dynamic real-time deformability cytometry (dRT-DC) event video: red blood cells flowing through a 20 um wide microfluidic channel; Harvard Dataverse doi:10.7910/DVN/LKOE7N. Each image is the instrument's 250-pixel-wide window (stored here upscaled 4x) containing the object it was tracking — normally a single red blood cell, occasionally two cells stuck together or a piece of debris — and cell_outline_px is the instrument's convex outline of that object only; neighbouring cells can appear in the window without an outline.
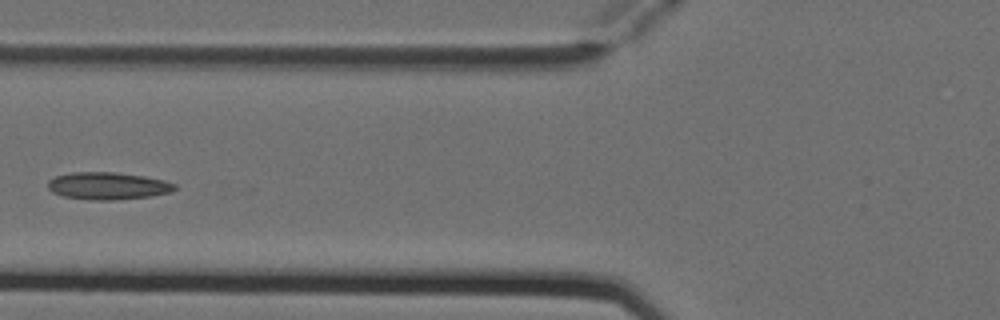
{"species": "Egyptian fruit bat (a non-hibernating species)", "species_latin": "Rousettus aegyptiacus", "temperature_condition": "cold", "stored_images_in_passage": 5, "camera_frame_rate_fps": 3000, "um_per_image_px": 0.085, "animal": {"sex": "female"}, "frame": {"image": 1, "passage_image": 5, "time_ms": 1.333, "image_size_px": [1000, 320], "cell_outline_px": [[176, 188], [172, 192], [152, 196], [112, 200], [96, 200], [64, 196], [52, 192], [48, 188], [48, 180], [56, 176], [72, 172], [116, 172], [144, 176], [164, 180], [176, 184]], "centroid_in_image_um": [9.19, 15.79], "position_along_channel_um": 116.6, "area_um2": 20.17}}